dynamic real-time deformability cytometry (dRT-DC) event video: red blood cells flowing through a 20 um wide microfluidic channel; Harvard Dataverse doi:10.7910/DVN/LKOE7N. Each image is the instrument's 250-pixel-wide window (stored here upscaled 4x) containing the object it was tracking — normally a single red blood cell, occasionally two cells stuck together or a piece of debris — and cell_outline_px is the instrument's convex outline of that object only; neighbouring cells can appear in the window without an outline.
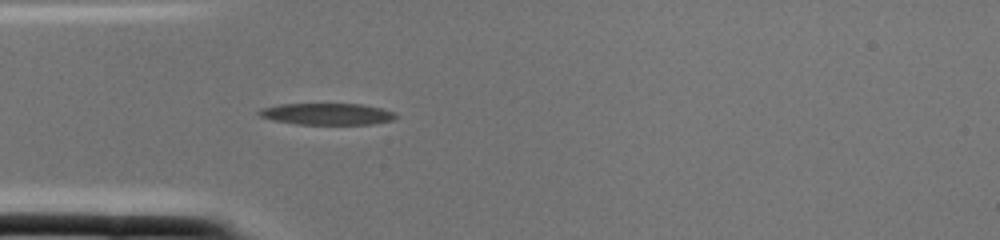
{"species": "common noctule bat (a hibernating species)", "species_latin": "Nyctalus noctula", "temperature_condition": "cold", "stored_images_in_passage": 2, "camera_frame_rate_fps": 3000, "um_per_image_px": 0.085, "animal": {"sex": "female", "body_mass_g": 22.0, "forearm_length_mm": 56.7}, "frame": {"image": 1, "passage_image": 2, "time_ms": 0.333, "image_size_px": [1000, 240], "cell_outline_px": [[396, 116], [392, 120], [372, 124], [296, 124], [272, 120], [260, 116], [256, 112], [260, 108], [280, 104], [360, 104], [380, 108], [396, 112]], "centroid_in_image_um": [27.76, 9.69], "position_along_channel_um": 57.2, "area_um2": 17.17}}